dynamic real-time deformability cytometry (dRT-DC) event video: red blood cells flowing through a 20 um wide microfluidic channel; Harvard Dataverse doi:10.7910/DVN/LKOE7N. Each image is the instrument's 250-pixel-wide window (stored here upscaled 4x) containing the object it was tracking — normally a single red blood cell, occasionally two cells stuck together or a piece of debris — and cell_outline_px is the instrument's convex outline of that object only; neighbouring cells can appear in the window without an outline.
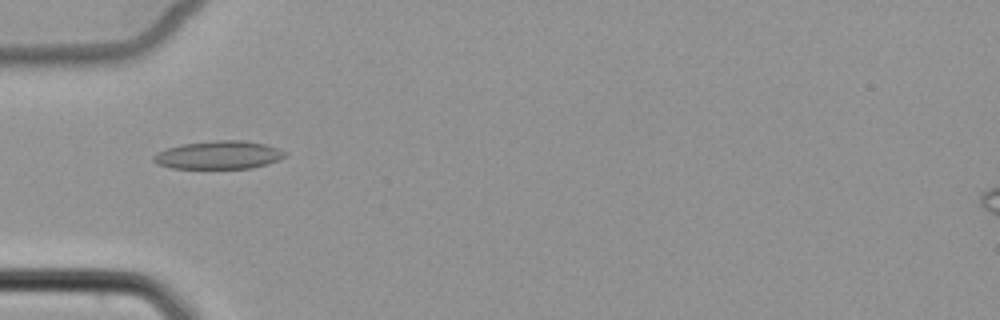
{"species": "common noctule bat (a hibernating species)", "species_latin": "Nyctalus noctula", "temperature_condition": "cold", "stored_images_in_passage": 8, "camera_frame_rate_fps": 3000, "um_per_image_px": 0.085, "animal": {"sex": "female", "body_mass_g": 22.7, "forearm_length_mm": 54.2}, "frame": {"image": 1, "passage_image": 5, "time_ms": 5.0, "image_size_px": [1000, 320], "cell_outline_px": [[284, 156], [268, 164], [252, 168], [172, 168], [156, 164], [152, 160], [152, 156], [168, 148], [180, 144], [216, 140], [244, 140], [264, 144], [276, 148], [284, 152]], "centroid_in_image_um": [18.54, 13.17], "position_along_channel_um": 66.5, "area_um2": 21.33}}
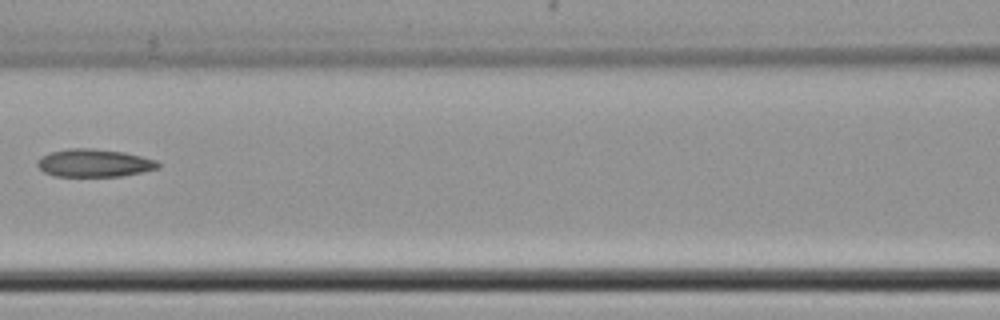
{"frame": {"image": 2, "passage_image": 7, "time_ms": 7.333, "image_size_px": [1000, 320], "cell_outline_px": [[160, 168], [120, 176], [56, 176], [44, 172], [36, 164], [36, 160], [40, 156], [52, 152], [68, 148], [92, 148], [124, 152], [156, 160], [160, 164]], "centroid_in_image_um": [7.98, 13.85], "position_along_channel_um": 158.6, "area_um2": 19.54}}
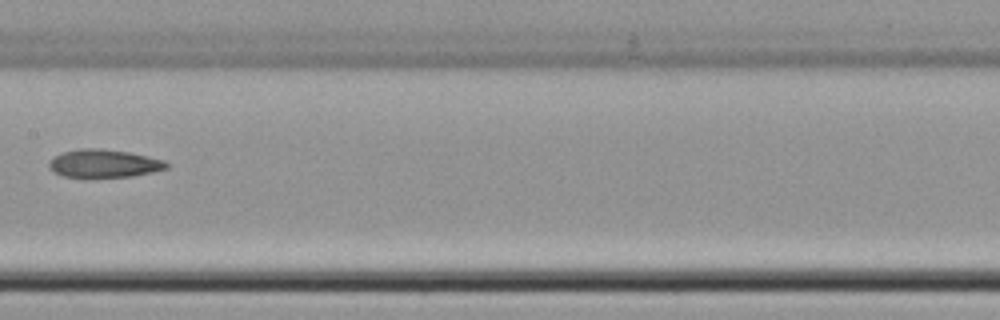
{"frame": {"image": 3, "passage_image": 8, "time_ms": 8.333, "image_size_px": [1000, 320], "cell_outline_px": [[168, 168], [152, 172], [132, 176], [64, 176], [52, 172], [48, 168], [48, 160], [52, 156], [64, 152], [80, 148], [100, 148], [128, 152], [148, 156], [164, 160], [168, 164]], "centroid_in_image_um": [8.79, 13.88], "position_along_channel_um": 198.6, "area_um2": 19.07}}